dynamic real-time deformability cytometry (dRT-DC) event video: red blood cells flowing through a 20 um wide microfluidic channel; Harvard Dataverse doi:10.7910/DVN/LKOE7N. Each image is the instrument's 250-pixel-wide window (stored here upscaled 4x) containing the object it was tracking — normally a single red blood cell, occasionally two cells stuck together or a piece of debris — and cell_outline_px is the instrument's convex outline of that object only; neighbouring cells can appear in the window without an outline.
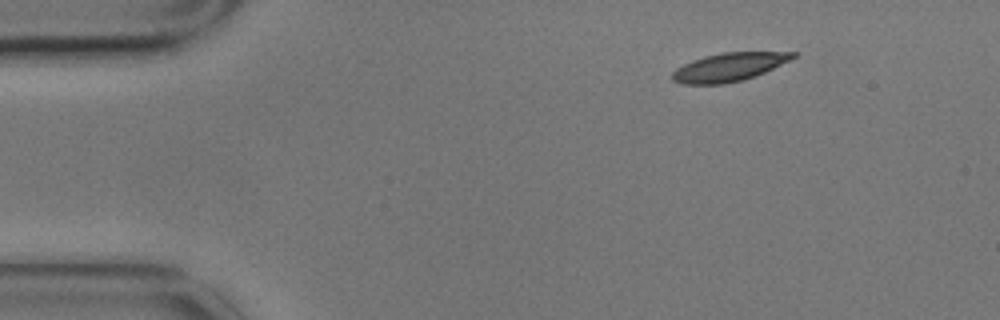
{"species": "common noctule bat (a hibernating species)", "species_latin": "Nyctalus noctula", "temperature_condition": "cold", "stored_images_in_passage": 4, "camera_frame_rate_fps": 3000, "um_per_image_px": 0.085, "animal": {"sex": "male", "body_mass_g": 17.9}, "frame": {"image": 1, "passage_image": 1, "time_ms": 0.0, "image_size_px": [1000, 320], "cell_outline_px": [[796, 56], [764, 72], [744, 80], [724, 84], [680, 84], [672, 80], [672, 72], [676, 68], [692, 60], [704, 56], [720, 52], [796, 52]], "centroid_in_image_um": [61.9, 5.71], "position_along_channel_um": 23.1, "area_um2": 19.83}}